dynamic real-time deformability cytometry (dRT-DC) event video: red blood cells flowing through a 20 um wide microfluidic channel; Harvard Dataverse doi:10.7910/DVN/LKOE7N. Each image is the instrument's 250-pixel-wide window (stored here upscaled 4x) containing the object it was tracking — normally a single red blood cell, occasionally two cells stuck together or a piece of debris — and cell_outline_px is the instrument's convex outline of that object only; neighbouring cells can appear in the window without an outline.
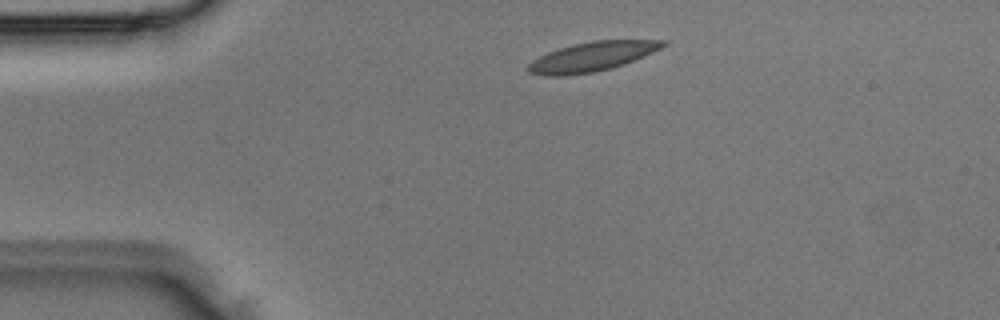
{"species": "Egyptian fruit bat (a non-hibernating species)", "species_latin": "Rousettus aegyptiacus", "temperature_condition": "room temperature", "stored_images_in_passage": 2, "camera_frame_rate_fps": 3000, "um_per_image_px": 0.085, "animal": {"sex": "male"}, "frame": {"image": 1, "passage_image": 1, "time_ms": 0.0, "image_size_px": [1000, 320], "cell_outline_px": [[668, 44], [644, 56], [624, 64], [612, 68], [596, 72], [564, 76], [544, 76], [528, 72], [524, 68], [532, 60], [548, 52], [572, 44], [592, 40], [668, 40]], "centroid_in_image_um": [50.29, 4.82], "position_along_channel_um": 34.7, "area_um2": 23.29}}